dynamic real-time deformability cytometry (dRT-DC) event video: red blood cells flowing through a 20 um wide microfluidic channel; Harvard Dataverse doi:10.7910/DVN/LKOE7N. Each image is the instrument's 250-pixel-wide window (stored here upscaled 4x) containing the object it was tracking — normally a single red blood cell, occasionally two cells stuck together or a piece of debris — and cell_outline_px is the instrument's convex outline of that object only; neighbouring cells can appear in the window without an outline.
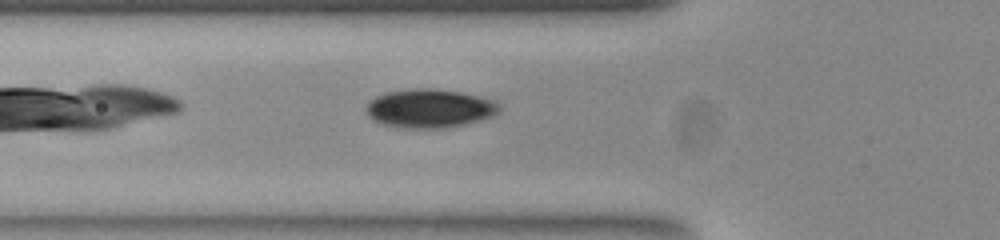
{"species": "common noctule bat (a hibernating species)", "species_latin": "Nyctalus noctula", "temperature_condition": "room temperature", "stored_images_in_passage": 23, "camera_frame_rate_fps": 3000, "um_per_image_px": 0.085, "animal": {"sex": "female", "body_mass_g": 23.0, "forearm_length_mm": 53.4}, "frame": {"image": 1, "passage_image": 4, "time_ms": 1.0, "image_size_px": [1000, 240], "cell_outline_px": [[500, 112], [492, 116], [480, 120], [464, 124], [444, 128], [404, 128], [380, 124], [372, 120], [368, 116], [364, 108], [376, 96], [384, 92], [412, 88], [428, 88], [460, 92], [480, 96], [496, 100], [500, 104]], "centroid_in_image_um": [36.51, 9.21], "position_along_channel_um": 89.3, "area_um2": 30.35}}